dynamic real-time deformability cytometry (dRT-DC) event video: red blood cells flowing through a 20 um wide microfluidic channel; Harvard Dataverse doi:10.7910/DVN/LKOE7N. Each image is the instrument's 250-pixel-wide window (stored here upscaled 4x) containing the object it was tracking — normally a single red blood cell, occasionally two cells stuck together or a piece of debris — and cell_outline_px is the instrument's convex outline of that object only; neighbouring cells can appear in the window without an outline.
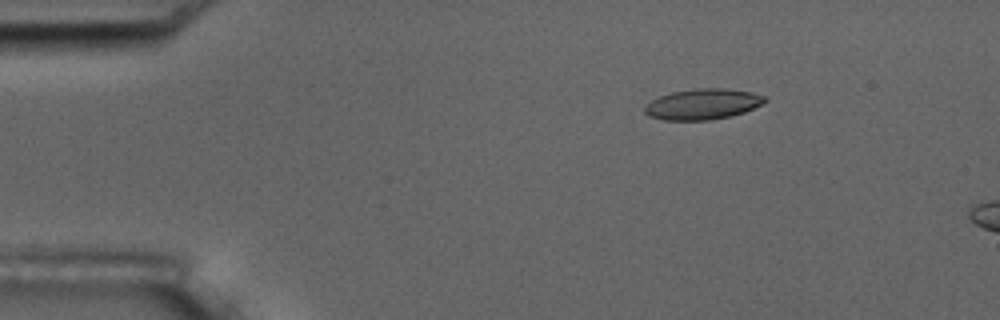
{"species": "common noctule bat (a hibernating species)", "species_latin": "Nyctalus noctula", "temperature_condition": "room temperature", "stored_images_in_passage": 5, "camera_frame_rate_fps": 3000, "um_per_image_px": 0.085, "animal": {"sex": "male", "body_mass_g": 17.5, "forearm_length_mm": 52.3}, "frame": {"image": 1, "passage_image": 5, "time_ms": 5.333, "image_size_px": [1000, 320], "cell_outline_px": [[768, 100], [744, 112], [728, 116], [708, 120], [664, 120], [648, 116], [644, 112], [644, 108], [652, 100], [660, 96], [672, 92], [696, 88], [724, 88], [752, 92], [764, 96]], "centroid_in_image_um": [59.71, 8.85], "position_along_channel_um": 25.3, "area_um2": 21.27}}